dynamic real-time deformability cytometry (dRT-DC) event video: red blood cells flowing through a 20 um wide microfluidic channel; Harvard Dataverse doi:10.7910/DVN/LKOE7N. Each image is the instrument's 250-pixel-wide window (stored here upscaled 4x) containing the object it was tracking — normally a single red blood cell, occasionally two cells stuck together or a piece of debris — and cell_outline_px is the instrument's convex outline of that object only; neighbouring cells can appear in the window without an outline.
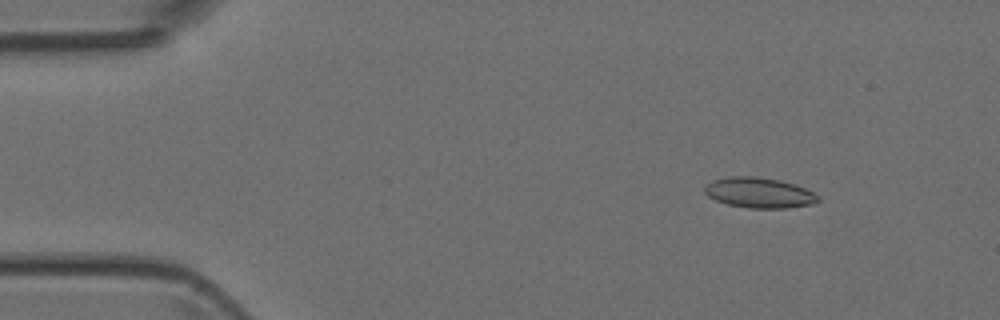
{"species": "Egyptian fruit bat (a non-hibernating species)", "species_latin": "Rousettus aegyptiacus", "temperature_condition": "room temperature", "stored_images_in_passage": 3, "camera_frame_rate_fps": 3000, "um_per_image_px": 0.085, "animal": {"sex": "female"}, "frame": {"image": 1, "passage_image": 1, "time_ms": 0.0, "image_size_px": [1000, 320], "cell_outline_px": [[820, 200], [816, 204], [788, 208], [748, 208], [728, 204], [716, 200], [708, 196], [704, 192], [704, 188], [712, 180], [728, 176], [752, 176], [780, 180], [804, 188], [820, 196]], "centroid_in_image_um": [64.55, 16.39], "position_along_channel_um": 20.5, "area_um2": 20.11}}